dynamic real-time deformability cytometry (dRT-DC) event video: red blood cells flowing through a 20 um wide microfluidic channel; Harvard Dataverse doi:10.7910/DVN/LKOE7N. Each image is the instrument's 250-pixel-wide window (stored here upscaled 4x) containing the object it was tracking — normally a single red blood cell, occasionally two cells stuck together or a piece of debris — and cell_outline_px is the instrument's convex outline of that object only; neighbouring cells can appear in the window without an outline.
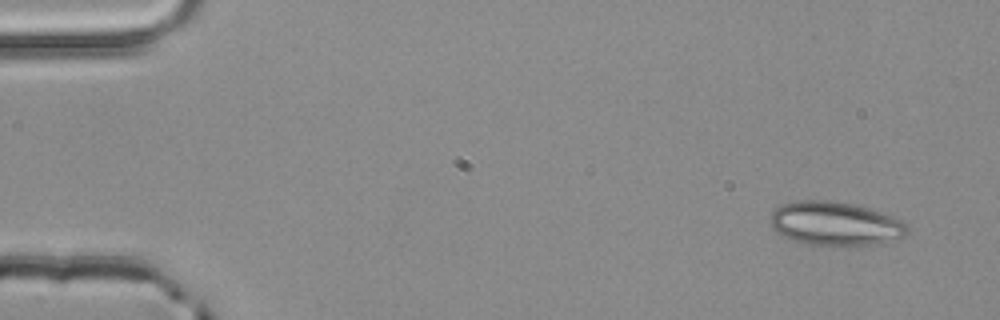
{"species": "common noctule bat (a hibernating species)", "species_latin": "Nyctalus noctula", "temperature_condition": "room temperature", "stored_images_in_passage": 7, "camera_frame_rate_fps": 3000, "um_per_image_px": 0.085, "animal": {"sex": "male", "body_mass_g": 20.4}, "frame": {"image": 1, "passage_image": 1, "time_ms": 0.0, "image_size_px": [1000, 320], "cell_outline_px": [[908, 232], [904, 236], [868, 244], [840, 248], [804, 244], [784, 236], [776, 232], [772, 228], [772, 212], [780, 204], [796, 200], [824, 200], [852, 204], [868, 208], [904, 220], [908, 224]], "centroid_in_image_um": [70.97, 19.02], "position_along_channel_um": 14.0, "area_um2": 35.2}}
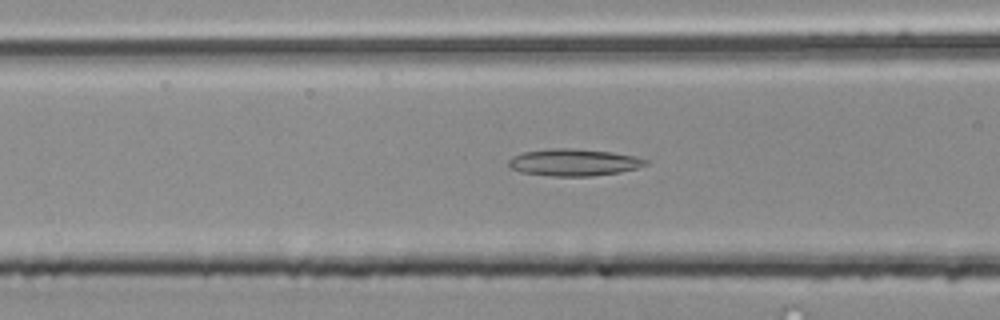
{"frame": {"image": 2, "passage_image": 7, "time_ms": 2.0, "image_size_px": [1000, 320], "cell_outline_px": [[648, 164], [636, 168], [620, 172], [592, 176], [552, 176], [520, 172], [508, 168], [508, 160], [512, 156], [524, 152], [552, 148], [572, 148], [612, 152], [636, 156], [648, 160]], "centroid_in_image_um": [48.75, 13.8], "position_along_channel_um": 117.8, "area_um2": 21.68}}